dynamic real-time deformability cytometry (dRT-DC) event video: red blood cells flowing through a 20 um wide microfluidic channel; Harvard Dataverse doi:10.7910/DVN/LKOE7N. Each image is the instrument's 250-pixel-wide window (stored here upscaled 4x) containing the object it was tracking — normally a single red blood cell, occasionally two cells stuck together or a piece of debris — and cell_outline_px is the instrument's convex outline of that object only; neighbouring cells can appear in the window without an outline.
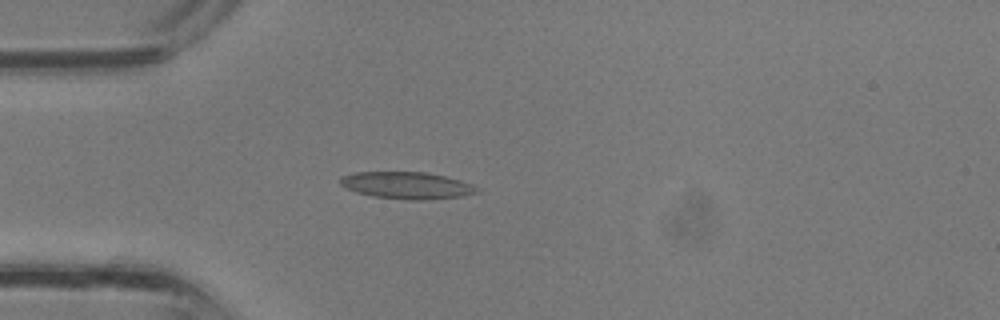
{"species": "common noctule bat (a hibernating species)", "species_latin": "Nyctalus noctula", "temperature_condition": "room temperature", "stored_images_in_passage": 18, "camera_frame_rate_fps": 3000, "um_per_image_px": 0.085, "animal": {"sex": "male", "body_mass_g": 13.3}, "frame": {"image": 1, "passage_image": 9, "time_ms": 2.667, "image_size_px": [1000, 320], "cell_outline_px": [[480, 192], [460, 196], [424, 200], [408, 200], [372, 196], [356, 192], [344, 188], [340, 184], [340, 176], [356, 172], [428, 172], [460, 180], [472, 184], [480, 188]], "centroid_in_image_um": [34.57, 15.76], "position_along_channel_um": 50.4, "area_um2": 21.62}}
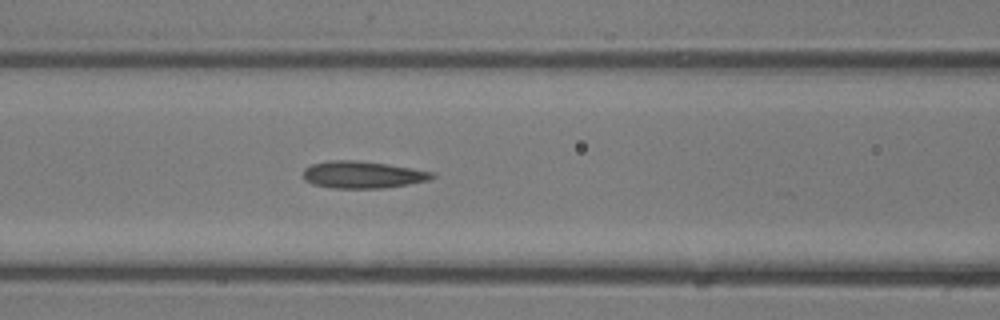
{"frame": {"image": 2, "passage_image": 14, "time_ms": 4.333, "image_size_px": [1000, 320], "cell_outline_px": [[436, 176], [428, 180], [408, 184], [384, 188], [336, 188], [312, 184], [304, 180], [304, 168], [312, 164], [328, 160], [356, 160], [388, 164], [436, 172]], "centroid_in_image_um": [30.84, 14.84], "position_along_channel_um": 135.8, "area_um2": 20.4}}
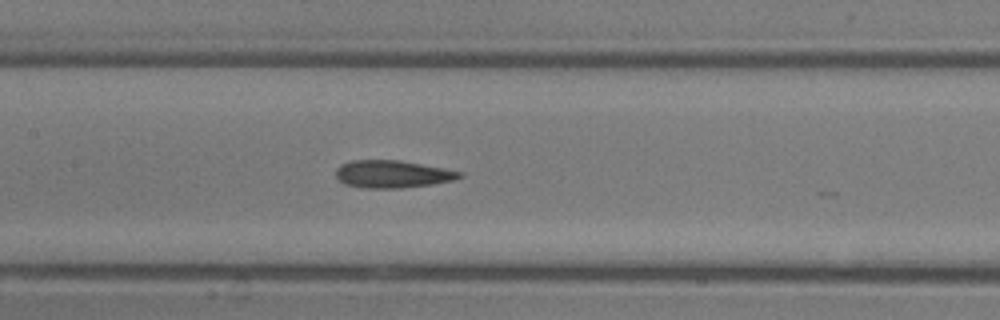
{"frame": {"image": 3, "passage_image": 16, "time_ms": 5.0, "image_size_px": [1000, 320], "cell_outline_px": [[464, 176], [452, 180], [432, 184], [400, 188], [364, 188], [344, 184], [336, 176], [336, 168], [340, 164], [352, 160], [400, 160], [464, 172]], "centroid_in_image_um": [33.34, 14.79], "position_along_channel_um": 174.1, "area_um2": 19.83}}